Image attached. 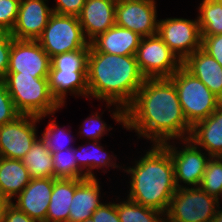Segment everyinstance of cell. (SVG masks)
Segmentation results:
<instances>
[{"label":"cell","instance_id":"cell-1","mask_svg":"<svg viewBox=\"0 0 222 222\" xmlns=\"http://www.w3.org/2000/svg\"><path fill=\"white\" fill-rule=\"evenodd\" d=\"M125 128L137 136L162 145L170 140L189 139L188 124L170 78H148L125 109Z\"/></svg>","mask_w":222,"mask_h":222},{"label":"cell","instance_id":"cell-2","mask_svg":"<svg viewBox=\"0 0 222 222\" xmlns=\"http://www.w3.org/2000/svg\"><path fill=\"white\" fill-rule=\"evenodd\" d=\"M135 55L97 52L91 45L87 59L88 98L115 106L112 118L125 128V109L133 102L145 81Z\"/></svg>","mask_w":222,"mask_h":222},{"label":"cell","instance_id":"cell-3","mask_svg":"<svg viewBox=\"0 0 222 222\" xmlns=\"http://www.w3.org/2000/svg\"><path fill=\"white\" fill-rule=\"evenodd\" d=\"M152 146V147H151ZM144 156L135 159L128 168L130 175L128 199L140 205L166 213L171 198L178 189L170 152L159 144H152Z\"/></svg>","mask_w":222,"mask_h":222},{"label":"cell","instance_id":"cell-4","mask_svg":"<svg viewBox=\"0 0 222 222\" xmlns=\"http://www.w3.org/2000/svg\"><path fill=\"white\" fill-rule=\"evenodd\" d=\"M4 82L20 114L45 118L62 108L50 92L48 78L7 72Z\"/></svg>","mask_w":222,"mask_h":222},{"label":"cell","instance_id":"cell-5","mask_svg":"<svg viewBox=\"0 0 222 222\" xmlns=\"http://www.w3.org/2000/svg\"><path fill=\"white\" fill-rule=\"evenodd\" d=\"M170 79L175 85L183 114L191 127L207 118L222 103L201 80L183 66Z\"/></svg>","mask_w":222,"mask_h":222},{"label":"cell","instance_id":"cell-6","mask_svg":"<svg viewBox=\"0 0 222 222\" xmlns=\"http://www.w3.org/2000/svg\"><path fill=\"white\" fill-rule=\"evenodd\" d=\"M37 41L50 58L57 54L90 49V43L76 16L53 13Z\"/></svg>","mask_w":222,"mask_h":222},{"label":"cell","instance_id":"cell-7","mask_svg":"<svg viewBox=\"0 0 222 222\" xmlns=\"http://www.w3.org/2000/svg\"><path fill=\"white\" fill-rule=\"evenodd\" d=\"M219 205V199L200 186L178 188L164 216L170 222H211Z\"/></svg>","mask_w":222,"mask_h":222},{"label":"cell","instance_id":"cell-8","mask_svg":"<svg viewBox=\"0 0 222 222\" xmlns=\"http://www.w3.org/2000/svg\"><path fill=\"white\" fill-rule=\"evenodd\" d=\"M173 142L175 143V141H172L162 145L170 152L177 188L200 186L211 156L205 151L203 153V149L197 147L190 139L180 141L181 144H184L182 145L183 148L176 147Z\"/></svg>","mask_w":222,"mask_h":222},{"label":"cell","instance_id":"cell-9","mask_svg":"<svg viewBox=\"0 0 222 222\" xmlns=\"http://www.w3.org/2000/svg\"><path fill=\"white\" fill-rule=\"evenodd\" d=\"M135 56L146 79L170 78L182 66V62L158 34L143 37Z\"/></svg>","mask_w":222,"mask_h":222},{"label":"cell","instance_id":"cell-10","mask_svg":"<svg viewBox=\"0 0 222 222\" xmlns=\"http://www.w3.org/2000/svg\"><path fill=\"white\" fill-rule=\"evenodd\" d=\"M163 42L183 62L202 48V36L198 18H166L158 21V33Z\"/></svg>","mask_w":222,"mask_h":222},{"label":"cell","instance_id":"cell-11","mask_svg":"<svg viewBox=\"0 0 222 222\" xmlns=\"http://www.w3.org/2000/svg\"><path fill=\"white\" fill-rule=\"evenodd\" d=\"M43 117L20 114L13 121L0 126V157L19 159L31 149L37 135L36 123Z\"/></svg>","mask_w":222,"mask_h":222},{"label":"cell","instance_id":"cell-12","mask_svg":"<svg viewBox=\"0 0 222 222\" xmlns=\"http://www.w3.org/2000/svg\"><path fill=\"white\" fill-rule=\"evenodd\" d=\"M155 0H117L115 25L132 30L141 37L158 33Z\"/></svg>","mask_w":222,"mask_h":222},{"label":"cell","instance_id":"cell-13","mask_svg":"<svg viewBox=\"0 0 222 222\" xmlns=\"http://www.w3.org/2000/svg\"><path fill=\"white\" fill-rule=\"evenodd\" d=\"M51 58L37 40L13 39L7 72L48 78Z\"/></svg>","mask_w":222,"mask_h":222},{"label":"cell","instance_id":"cell-14","mask_svg":"<svg viewBox=\"0 0 222 222\" xmlns=\"http://www.w3.org/2000/svg\"><path fill=\"white\" fill-rule=\"evenodd\" d=\"M48 0H20L16 23L10 32L14 39L37 40L53 14ZM47 3V4H46Z\"/></svg>","mask_w":222,"mask_h":222},{"label":"cell","instance_id":"cell-15","mask_svg":"<svg viewBox=\"0 0 222 222\" xmlns=\"http://www.w3.org/2000/svg\"><path fill=\"white\" fill-rule=\"evenodd\" d=\"M54 178L31 179L12 204L38 222H45ZM14 201H16L14 203Z\"/></svg>","mask_w":222,"mask_h":222},{"label":"cell","instance_id":"cell-16","mask_svg":"<svg viewBox=\"0 0 222 222\" xmlns=\"http://www.w3.org/2000/svg\"><path fill=\"white\" fill-rule=\"evenodd\" d=\"M117 0H86L78 16L89 43L115 25Z\"/></svg>","mask_w":222,"mask_h":222},{"label":"cell","instance_id":"cell-17","mask_svg":"<svg viewBox=\"0 0 222 222\" xmlns=\"http://www.w3.org/2000/svg\"><path fill=\"white\" fill-rule=\"evenodd\" d=\"M182 66L222 101V66L213 57L200 48L188 56Z\"/></svg>","mask_w":222,"mask_h":222},{"label":"cell","instance_id":"cell-18","mask_svg":"<svg viewBox=\"0 0 222 222\" xmlns=\"http://www.w3.org/2000/svg\"><path fill=\"white\" fill-rule=\"evenodd\" d=\"M189 139L211 157H222V103L192 127Z\"/></svg>","mask_w":222,"mask_h":222},{"label":"cell","instance_id":"cell-19","mask_svg":"<svg viewBox=\"0 0 222 222\" xmlns=\"http://www.w3.org/2000/svg\"><path fill=\"white\" fill-rule=\"evenodd\" d=\"M143 37L132 30L114 25L90 42L97 52L135 55Z\"/></svg>","mask_w":222,"mask_h":222},{"label":"cell","instance_id":"cell-20","mask_svg":"<svg viewBox=\"0 0 222 222\" xmlns=\"http://www.w3.org/2000/svg\"><path fill=\"white\" fill-rule=\"evenodd\" d=\"M98 178L83 179L75 188L68 222H83L102 205Z\"/></svg>","mask_w":222,"mask_h":222},{"label":"cell","instance_id":"cell-21","mask_svg":"<svg viewBox=\"0 0 222 222\" xmlns=\"http://www.w3.org/2000/svg\"><path fill=\"white\" fill-rule=\"evenodd\" d=\"M48 83L52 96L62 107L68 93L88 98L87 71L60 72L51 65Z\"/></svg>","mask_w":222,"mask_h":222},{"label":"cell","instance_id":"cell-22","mask_svg":"<svg viewBox=\"0 0 222 222\" xmlns=\"http://www.w3.org/2000/svg\"><path fill=\"white\" fill-rule=\"evenodd\" d=\"M90 142L89 140V144H86L87 146L85 147L83 144L78 148L74 147V154L78 164V179L96 178V175L93 173L94 169L106 168L107 170L109 167H123L116 164L115 161L117 157L109 155V153L104 150V147L98 144L100 141ZM88 145H91L89 149L87 148Z\"/></svg>","mask_w":222,"mask_h":222},{"label":"cell","instance_id":"cell-23","mask_svg":"<svg viewBox=\"0 0 222 222\" xmlns=\"http://www.w3.org/2000/svg\"><path fill=\"white\" fill-rule=\"evenodd\" d=\"M30 181V173L21 160L0 157V195L3 198L12 202Z\"/></svg>","mask_w":222,"mask_h":222},{"label":"cell","instance_id":"cell-24","mask_svg":"<svg viewBox=\"0 0 222 222\" xmlns=\"http://www.w3.org/2000/svg\"><path fill=\"white\" fill-rule=\"evenodd\" d=\"M82 180L54 178L51 200L45 222H68L69 206L72 203L75 188Z\"/></svg>","mask_w":222,"mask_h":222},{"label":"cell","instance_id":"cell-25","mask_svg":"<svg viewBox=\"0 0 222 222\" xmlns=\"http://www.w3.org/2000/svg\"><path fill=\"white\" fill-rule=\"evenodd\" d=\"M21 161L29 171L31 179L53 178L52 155L41 136L35 140Z\"/></svg>","mask_w":222,"mask_h":222},{"label":"cell","instance_id":"cell-26","mask_svg":"<svg viewBox=\"0 0 222 222\" xmlns=\"http://www.w3.org/2000/svg\"><path fill=\"white\" fill-rule=\"evenodd\" d=\"M198 10L201 36L222 34V4L214 0H202Z\"/></svg>","mask_w":222,"mask_h":222},{"label":"cell","instance_id":"cell-27","mask_svg":"<svg viewBox=\"0 0 222 222\" xmlns=\"http://www.w3.org/2000/svg\"><path fill=\"white\" fill-rule=\"evenodd\" d=\"M116 209L120 222H161L165 217L161 211L140 205L128 198L116 203Z\"/></svg>","mask_w":222,"mask_h":222},{"label":"cell","instance_id":"cell-28","mask_svg":"<svg viewBox=\"0 0 222 222\" xmlns=\"http://www.w3.org/2000/svg\"><path fill=\"white\" fill-rule=\"evenodd\" d=\"M50 120L51 121L48 122V125L45 128L44 132L41 133L42 135H40L46 143L49 151L51 153H55L69 148H74L70 145V143L73 142V135L71 136V131L65 129L64 126L62 129V127L58 126L56 120H53L51 118ZM66 130L68 132H66Z\"/></svg>","mask_w":222,"mask_h":222},{"label":"cell","instance_id":"cell-29","mask_svg":"<svg viewBox=\"0 0 222 222\" xmlns=\"http://www.w3.org/2000/svg\"><path fill=\"white\" fill-rule=\"evenodd\" d=\"M53 160V178L78 179V164L74 148L51 153Z\"/></svg>","mask_w":222,"mask_h":222},{"label":"cell","instance_id":"cell-30","mask_svg":"<svg viewBox=\"0 0 222 222\" xmlns=\"http://www.w3.org/2000/svg\"><path fill=\"white\" fill-rule=\"evenodd\" d=\"M89 49H80L51 58V65L60 72L87 71Z\"/></svg>","mask_w":222,"mask_h":222},{"label":"cell","instance_id":"cell-31","mask_svg":"<svg viewBox=\"0 0 222 222\" xmlns=\"http://www.w3.org/2000/svg\"><path fill=\"white\" fill-rule=\"evenodd\" d=\"M200 187L209 195L222 199V157L210 158Z\"/></svg>","mask_w":222,"mask_h":222},{"label":"cell","instance_id":"cell-32","mask_svg":"<svg viewBox=\"0 0 222 222\" xmlns=\"http://www.w3.org/2000/svg\"><path fill=\"white\" fill-rule=\"evenodd\" d=\"M100 116L98 112L92 113L89 118H86L82 126H80L81 130L78 133L81 135L84 134L83 137L91 141H100V139L107 134V131L113 128L111 126L108 127Z\"/></svg>","mask_w":222,"mask_h":222},{"label":"cell","instance_id":"cell-33","mask_svg":"<svg viewBox=\"0 0 222 222\" xmlns=\"http://www.w3.org/2000/svg\"><path fill=\"white\" fill-rule=\"evenodd\" d=\"M20 0H0V31L11 32L19 11Z\"/></svg>","mask_w":222,"mask_h":222},{"label":"cell","instance_id":"cell-34","mask_svg":"<svg viewBox=\"0 0 222 222\" xmlns=\"http://www.w3.org/2000/svg\"><path fill=\"white\" fill-rule=\"evenodd\" d=\"M20 113L16 110L4 81H0V126L17 118Z\"/></svg>","mask_w":222,"mask_h":222},{"label":"cell","instance_id":"cell-35","mask_svg":"<svg viewBox=\"0 0 222 222\" xmlns=\"http://www.w3.org/2000/svg\"><path fill=\"white\" fill-rule=\"evenodd\" d=\"M13 39L10 32L0 31V81H4L7 74Z\"/></svg>","mask_w":222,"mask_h":222},{"label":"cell","instance_id":"cell-36","mask_svg":"<svg viewBox=\"0 0 222 222\" xmlns=\"http://www.w3.org/2000/svg\"><path fill=\"white\" fill-rule=\"evenodd\" d=\"M53 13L78 17L86 0H55Z\"/></svg>","mask_w":222,"mask_h":222},{"label":"cell","instance_id":"cell-37","mask_svg":"<svg viewBox=\"0 0 222 222\" xmlns=\"http://www.w3.org/2000/svg\"><path fill=\"white\" fill-rule=\"evenodd\" d=\"M202 49L222 66V34L202 36Z\"/></svg>","mask_w":222,"mask_h":222},{"label":"cell","instance_id":"cell-38","mask_svg":"<svg viewBox=\"0 0 222 222\" xmlns=\"http://www.w3.org/2000/svg\"><path fill=\"white\" fill-rule=\"evenodd\" d=\"M91 218L94 222H120L116 209V202H103L102 205L92 214Z\"/></svg>","mask_w":222,"mask_h":222},{"label":"cell","instance_id":"cell-39","mask_svg":"<svg viewBox=\"0 0 222 222\" xmlns=\"http://www.w3.org/2000/svg\"><path fill=\"white\" fill-rule=\"evenodd\" d=\"M1 222H38L9 202L3 213Z\"/></svg>","mask_w":222,"mask_h":222},{"label":"cell","instance_id":"cell-40","mask_svg":"<svg viewBox=\"0 0 222 222\" xmlns=\"http://www.w3.org/2000/svg\"><path fill=\"white\" fill-rule=\"evenodd\" d=\"M9 202L0 195V222L3 217L4 209Z\"/></svg>","mask_w":222,"mask_h":222},{"label":"cell","instance_id":"cell-41","mask_svg":"<svg viewBox=\"0 0 222 222\" xmlns=\"http://www.w3.org/2000/svg\"><path fill=\"white\" fill-rule=\"evenodd\" d=\"M220 205L216 211L215 216L212 218L211 222H222V210L220 209Z\"/></svg>","mask_w":222,"mask_h":222},{"label":"cell","instance_id":"cell-42","mask_svg":"<svg viewBox=\"0 0 222 222\" xmlns=\"http://www.w3.org/2000/svg\"><path fill=\"white\" fill-rule=\"evenodd\" d=\"M83 222H94L92 218H88L86 220H84Z\"/></svg>","mask_w":222,"mask_h":222},{"label":"cell","instance_id":"cell-43","mask_svg":"<svg viewBox=\"0 0 222 222\" xmlns=\"http://www.w3.org/2000/svg\"><path fill=\"white\" fill-rule=\"evenodd\" d=\"M161 222H170V221H168V220L164 217Z\"/></svg>","mask_w":222,"mask_h":222},{"label":"cell","instance_id":"cell-44","mask_svg":"<svg viewBox=\"0 0 222 222\" xmlns=\"http://www.w3.org/2000/svg\"><path fill=\"white\" fill-rule=\"evenodd\" d=\"M214 1L222 4V0H214Z\"/></svg>","mask_w":222,"mask_h":222}]
</instances>
